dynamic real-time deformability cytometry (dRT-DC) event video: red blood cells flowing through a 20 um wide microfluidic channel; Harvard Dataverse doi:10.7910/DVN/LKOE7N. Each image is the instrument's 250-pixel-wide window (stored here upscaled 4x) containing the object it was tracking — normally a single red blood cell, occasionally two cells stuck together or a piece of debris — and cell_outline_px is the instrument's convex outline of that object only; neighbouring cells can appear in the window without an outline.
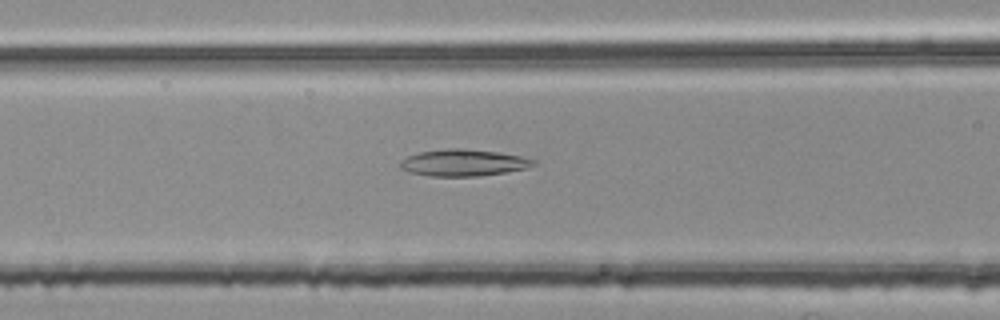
{"species": "common noctule bat (a hibernating species)", "species_latin": "Nyctalus noctula", "temperature_condition": "room temperature", "stored_images_in_passage": 35, "camera_frame_rate_fps": 3000, "um_per_image_px": 0.085, "animal": {"sex": "female", "body_mass_g": 25.1}, "frame": {"image": 1, "passage_image": 11, "time_ms": 3.333, "image_size_px": [1000, 320], "cell_outline_px": [[536, 164], [528, 168], [480, 176], [428, 176], [408, 172], [400, 168], [400, 160], [408, 156], [420, 152], [448, 148], [460, 148], [500, 152], [520, 156], [536, 160]], "centroid_in_image_um": [39.38, 13.83], "position_along_channel_um": 127.2, "area_um2": 20.81}}
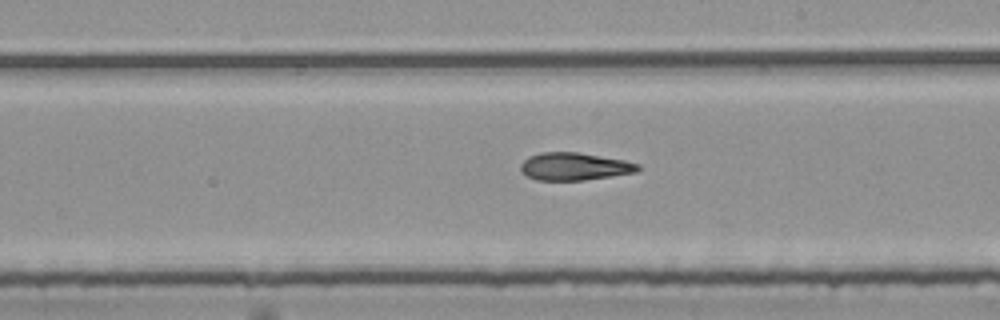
{"frame": {"image": 2, "passage_image": 20, "time_ms": 6.333, "image_size_px": [1000, 320], "cell_outline_px": [[640, 168], [636, 172], [612, 176], [584, 180], [536, 180], [520, 172], [520, 164], [528, 156], [540, 152], [580, 152], [624, 160], [640, 164]], "centroid_in_image_um": [48.8, 14.14], "position_along_channel_um": 240.2, "area_um2": 19.02}}
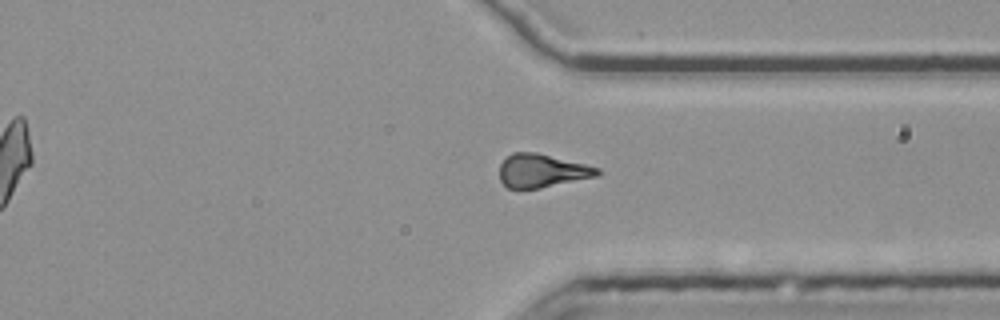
{"frame": {"image": 3, "passage_image": 30, "time_ms": 9.667, "image_size_px": [1000, 320], "cell_outline_px": [[600, 172], [596, 176], [540, 188], [508, 188], [500, 180], [500, 164], [512, 152], [536, 152], [600, 168]], "centroid_in_image_um": [46.04, 14.51], "position_along_channel_um": 365.4, "area_um2": 18.73}, "authors_computed_cell_mechanics": {"area_um2": 19.1896, "velocity_mm_per_s": 3.7702, "shape_relaxation_time_tau1_ms": null, "shape_relaxation_time_tau2_ms": 10.2242, "deformation_change_tau1": null, "deformation_change_tau2": 0.2498}}